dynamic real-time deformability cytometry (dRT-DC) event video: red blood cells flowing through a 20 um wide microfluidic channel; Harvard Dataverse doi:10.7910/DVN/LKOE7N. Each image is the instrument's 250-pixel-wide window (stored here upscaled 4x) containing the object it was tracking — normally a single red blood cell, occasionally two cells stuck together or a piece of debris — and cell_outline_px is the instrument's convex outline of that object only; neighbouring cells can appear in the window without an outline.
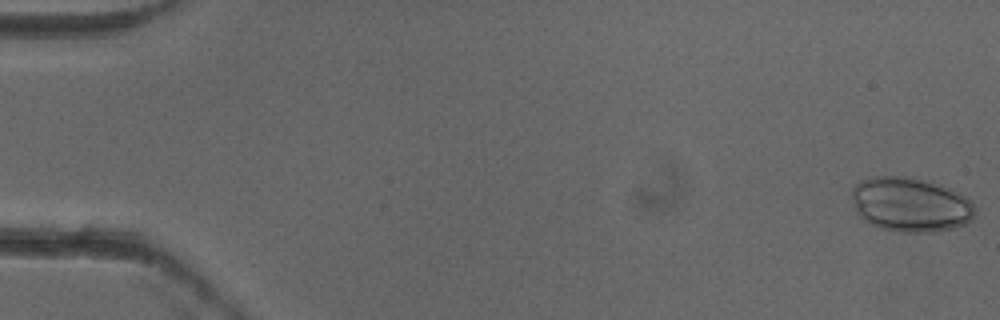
{"species": "common noctule bat (a hibernating species)", "species_latin": "Nyctalus noctula", "temperature_condition": "cold", "stored_images_in_passage": 5, "camera_frame_rate_fps": 3000, "um_per_image_px": 0.085, "animal": {"sex": "female"}, "frame": {"image": 1, "passage_image": 1, "time_ms": 0.0, "image_size_px": [1000, 320], "cell_outline_px": [[976, 208], [972, 220], [964, 224], [952, 228], [932, 232], [896, 232], [880, 228], [864, 220], [856, 212], [852, 196], [852, 188], [860, 180], [872, 176], [912, 176], [928, 180], [960, 192]], "centroid_in_image_um": [77.38, 17.37], "position_along_channel_um": 7.6, "area_um2": 39.42}}